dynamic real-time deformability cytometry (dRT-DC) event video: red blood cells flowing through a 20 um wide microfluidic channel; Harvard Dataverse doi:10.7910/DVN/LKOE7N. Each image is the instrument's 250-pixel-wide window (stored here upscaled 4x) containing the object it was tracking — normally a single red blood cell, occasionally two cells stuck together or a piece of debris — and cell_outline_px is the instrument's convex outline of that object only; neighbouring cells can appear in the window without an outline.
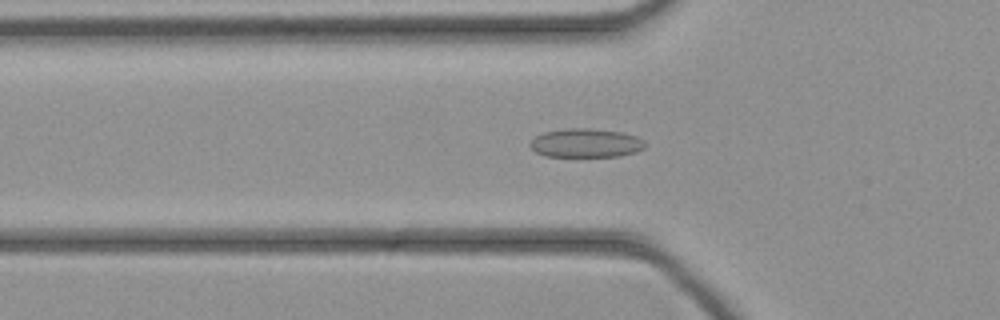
{"species": "common noctule bat (a hibernating species)", "species_latin": "Nyctalus noctula", "temperature_condition": "cold", "stored_images_in_passage": 45, "camera_frame_rate_fps": 3000, "um_per_image_px": 0.085, "animal": {"sex": "female", "body_mass_g": 21.9}, "frame": {"image": 1, "passage_image": 15, "time_ms": 4.667, "image_size_px": [1000, 320], "cell_outline_px": [[644, 148], [636, 152], [620, 156], [544, 156], [536, 152], [528, 144], [536, 136], [544, 132], [568, 128], [588, 128], [620, 132], [636, 136], [644, 140]], "centroid_in_image_um": [49.79, 12.16], "position_along_channel_um": 76.0, "area_um2": 19.19}}
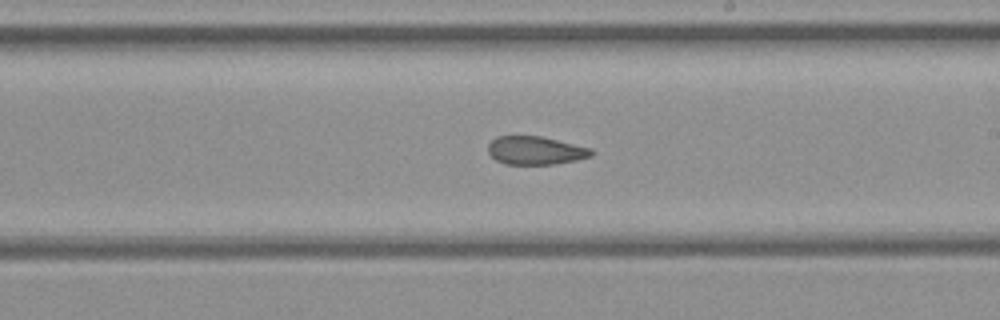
{"frame": {"image": 2, "passage_image": 26, "time_ms": 8.333, "image_size_px": [1000, 320], "cell_outline_px": [[596, 152], [592, 156], [576, 160], [552, 164], [504, 164], [496, 160], [488, 152], [488, 144], [496, 136], [540, 136], [592, 148]], "centroid_in_image_um": [45.53, 12.79], "position_along_channel_um": 243.5, "area_um2": 17.05}}
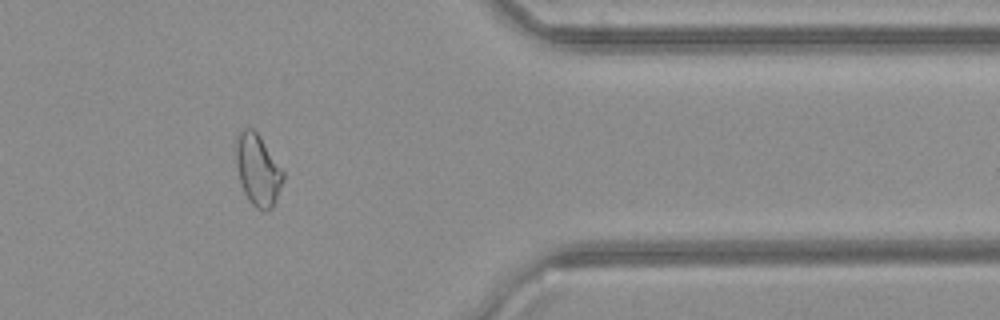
{"frame": {"image": 3, "passage_image": 37, "time_ms": 12.0, "image_size_px": [1000, 320], "cell_outline_px": [[284, 180], [276, 200], [272, 208], [264, 212], [256, 208], [248, 200], [244, 192], [240, 180], [236, 164], [236, 136], [240, 128], [252, 128], [260, 136], [284, 172]], "centroid_in_image_um": [21.91, 14.44], "position_along_channel_um": 389.5, "area_um2": 19.71}}